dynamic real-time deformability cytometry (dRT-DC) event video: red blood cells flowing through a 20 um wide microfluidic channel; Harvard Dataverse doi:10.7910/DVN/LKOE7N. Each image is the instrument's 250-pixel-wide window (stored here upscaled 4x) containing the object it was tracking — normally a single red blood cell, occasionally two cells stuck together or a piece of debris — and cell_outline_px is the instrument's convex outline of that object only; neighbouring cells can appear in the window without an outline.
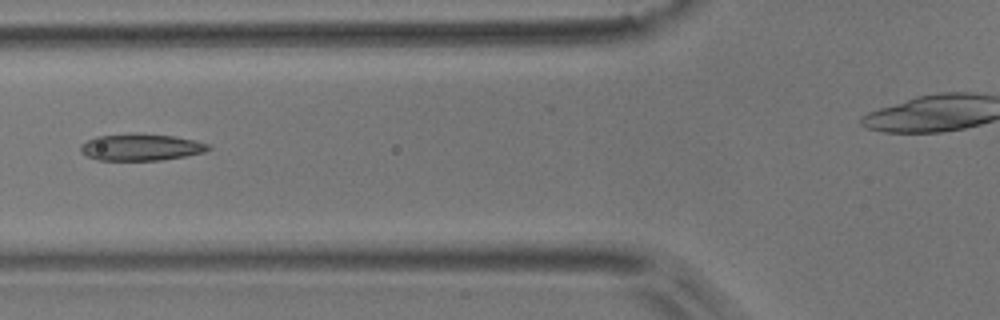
{"species": "common noctule bat (a hibernating species)", "species_latin": "Nyctalus noctula", "temperature_condition": "room temperature", "stored_images_in_passage": 6, "camera_frame_rate_fps": 3000, "um_per_image_px": 0.085, "animal": {"sex": "male", "body_mass_g": 17.9}, "frame": {"image": 1, "passage_image": 6, "time_ms": 1.667, "image_size_px": [1000, 320], "cell_outline_px": [[212, 148], [204, 152], [184, 156], [160, 160], [100, 160], [88, 156], [80, 152], [80, 144], [96, 136], [136, 132], [172, 136], [196, 140], [208, 144]], "centroid_in_image_um": [11.97, 12.49], "position_along_channel_um": 113.8, "area_um2": 20.06}}